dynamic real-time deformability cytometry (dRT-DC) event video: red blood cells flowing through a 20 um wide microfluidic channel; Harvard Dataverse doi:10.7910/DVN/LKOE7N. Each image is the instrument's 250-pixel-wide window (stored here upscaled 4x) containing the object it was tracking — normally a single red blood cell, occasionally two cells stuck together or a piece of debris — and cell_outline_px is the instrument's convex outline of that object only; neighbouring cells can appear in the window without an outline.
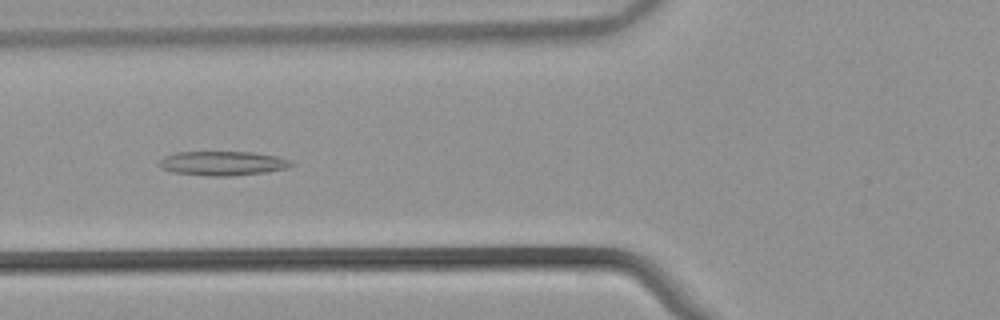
{"species": "common noctule bat (a hibernating species)", "species_latin": "Nyctalus noctula", "temperature_condition": "warm", "stored_images_in_passage": 55, "camera_frame_rate_fps": 3000, "um_per_image_px": 0.085, "animal": {"sex": "male", "body_mass_g": 21.5, "forearm_length_mm": 52.0}, "frame": {"image": 1, "passage_image": 22, "time_ms": 7.0, "image_size_px": [1000, 320], "cell_outline_px": [[296, 164], [288, 168], [268, 172], [228, 176], [208, 176], [172, 172], [160, 168], [160, 160], [164, 156], [176, 152], [252, 152], [276, 156], [292, 160]], "centroid_in_image_um": [18.97, 13.88], "position_along_channel_um": 106.8, "area_um2": 18.84}}
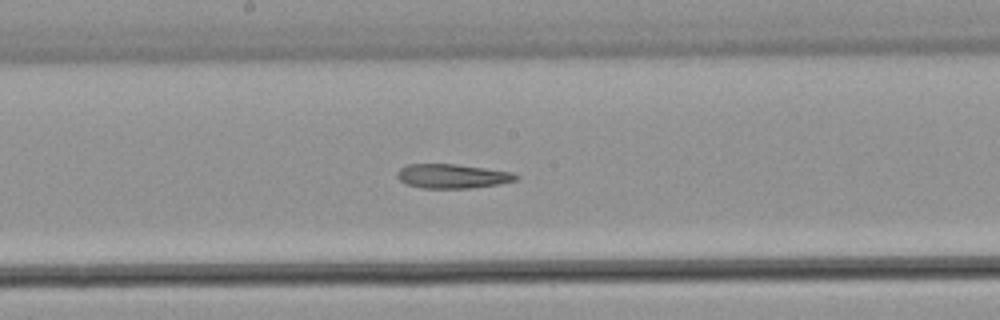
{"frame": {"image": 2, "passage_image": 30, "time_ms": 9.667, "image_size_px": [1000, 320], "cell_outline_px": [[520, 176], [516, 180], [496, 184], [472, 188], [424, 188], [408, 184], [400, 180], [396, 176], [396, 172], [400, 168], [408, 164], [456, 164], [512, 172]], "centroid_in_image_um": [38.43, 14.96], "position_along_channel_um": 209.8, "area_um2": 16.65}}
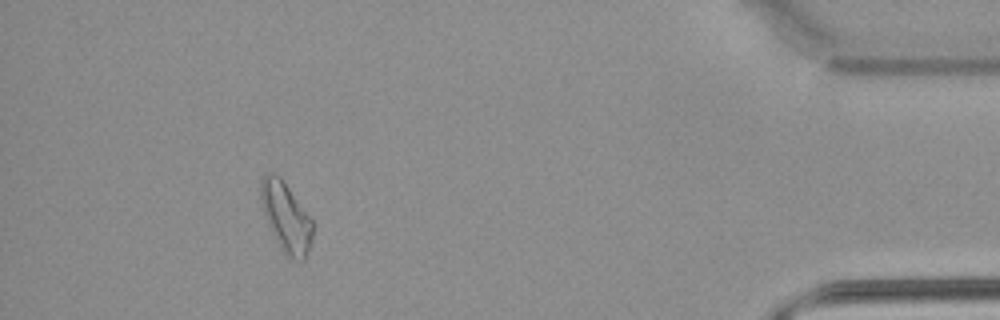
{"frame": {"image": 3, "passage_image": 50, "time_ms": 16.333, "image_size_px": [1000, 320], "cell_outline_px": [[312, 236], [304, 260], [292, 260], [284, 252], [272, 232], [264, 216], [260, 204], [260, 180], [268, 172], [272, 172], [280, 176], [312, 220]], "centroid_in_image_um": [24.27, 18.42], "position_along_channel_um": 410.9, "area_um2": 20.69}}